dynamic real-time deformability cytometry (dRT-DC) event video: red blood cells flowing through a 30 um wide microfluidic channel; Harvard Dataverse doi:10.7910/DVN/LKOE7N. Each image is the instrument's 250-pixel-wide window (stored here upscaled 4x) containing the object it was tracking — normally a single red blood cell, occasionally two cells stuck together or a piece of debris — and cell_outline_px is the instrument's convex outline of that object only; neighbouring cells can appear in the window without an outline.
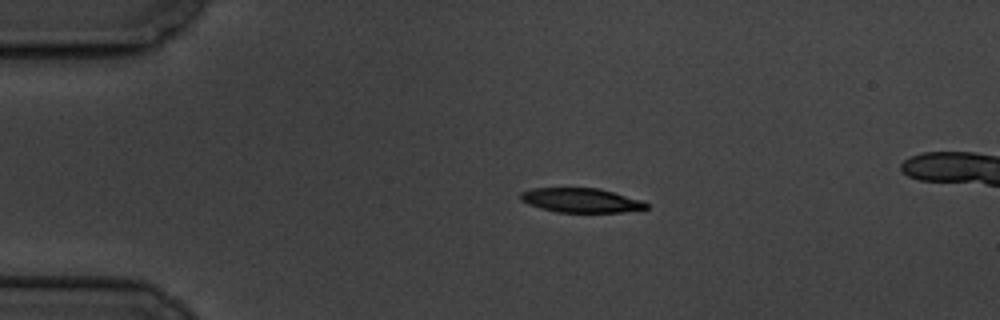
{"species": "common noctule bat (a hibernating species)", "species_latin": "Nyctalus noctula", "temperature_condition": "cold", "stored_images_in_passage": 14, "segment_of_instrument_passage": [1, 2], "camera_frame_rate_fps": 3000, "um_per_image_px": 0.085, "animal": {"sex": "male", "body_mass_g": 19.5, "forearm_length_mm": 54.6}, "frame": {"image": 1, "passage_image": 1, "time_ms": 0.0, "image_size_px": [1000, 320], "cell_outline_px": [[648, 208], [620, 212], [556, 212], [528, 204], [520, 200], [520, 192], [532, 188], [600, 188], [640, 200], [648, 204]], "centroid_in_image_um": [49.34, 17.02], "position_along_channel_um": 35.7, "area_um2": 17.69}}
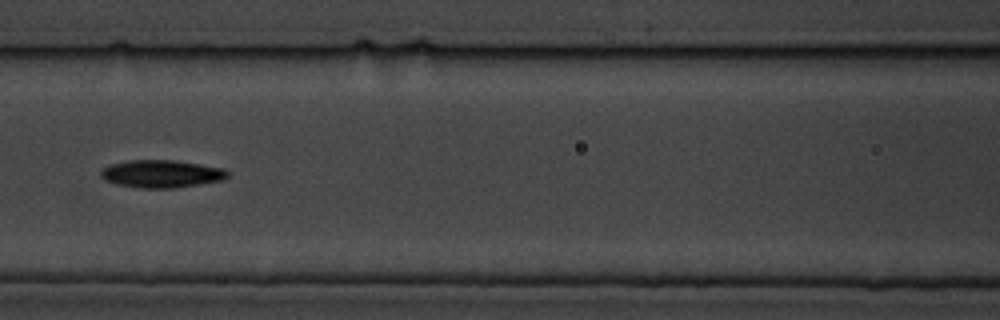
{"frame": {"image": 2, "passage_image": 5, "time_ms": 4.667, "image_size_px": [1000, 320], "cell_outline_px": [[228, 176], [224, 180], [176, 188], [140, 188], [116, 184], [104, 180], [100, 176], [100, 172], [108, 164], [128, 160], [172, 160], [224, 168], [228, 172]], "centroid_in_image_um": [13.7, 14.78], "position_along_channel_um": 152.9, "area_um2": 20.52}}
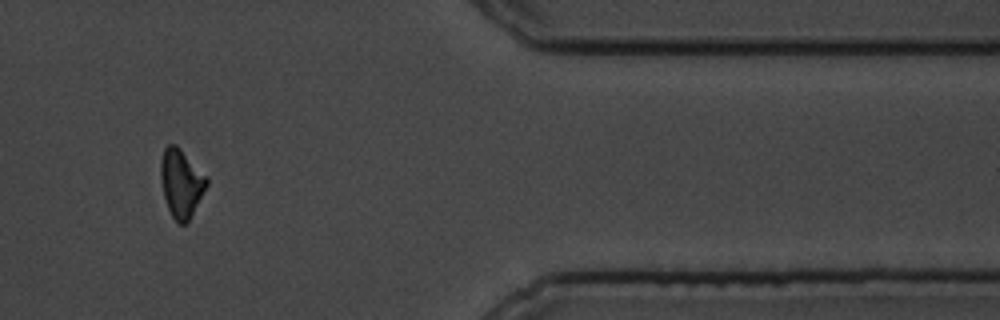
{"frame": {"image": 3, "passage_image": 11, "time_ms": 12.667, "image_size_px": [1000, 320], "cell_outline_px": [[208, 184], [188, 220], [184, 224], [180, 224], [172, 216], [168, 208], [164, 196], [160, 176], [160, 160], [164, 148], [168, 144], [176, 144], [208, 176]], "centroid_in_image_um": [15.4, 15.51], "position_along_channel_um": 396.0, "area_um2": 18.15}}